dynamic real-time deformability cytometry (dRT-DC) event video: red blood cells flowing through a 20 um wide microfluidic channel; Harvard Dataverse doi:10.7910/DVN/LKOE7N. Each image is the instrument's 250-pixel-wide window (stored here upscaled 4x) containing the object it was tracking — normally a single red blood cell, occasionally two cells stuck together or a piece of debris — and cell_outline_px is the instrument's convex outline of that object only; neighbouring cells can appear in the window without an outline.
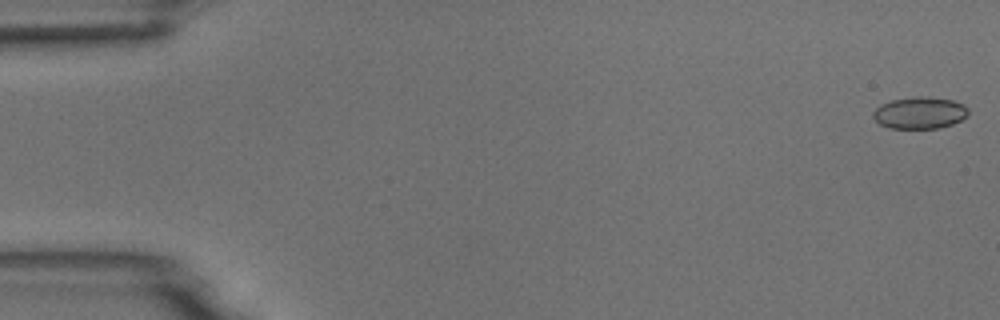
{"species": "common noctule bat (a hibernating species)", "species_latin": "Nyctalus noctula", "temperature_condition": "room temperature", "stored_images_in_passage": 55, "camera_frame_rate_fps": 3000, "um_per_image_px": 0.085, "animal": {"sex": "male", "body_mass_g": 18.8}, "frame": {"image": 1, "passage_image": 1, "time_ms": 0.0, "image_size_px": [1000, 320], "cell_outline_px": [[968, 116], [952, 124], [940, 128], [888, 128], [880, 124], [872, 116], [872, 112], [880, 104], [892, 100], [912, 96], [924, 96], [952, 100], [964, 104], [968, 108]], "centroid_in_image_um": [78.17, 9.58], "position_along_channel_um": 6.8, "area_um2": 17.8}}
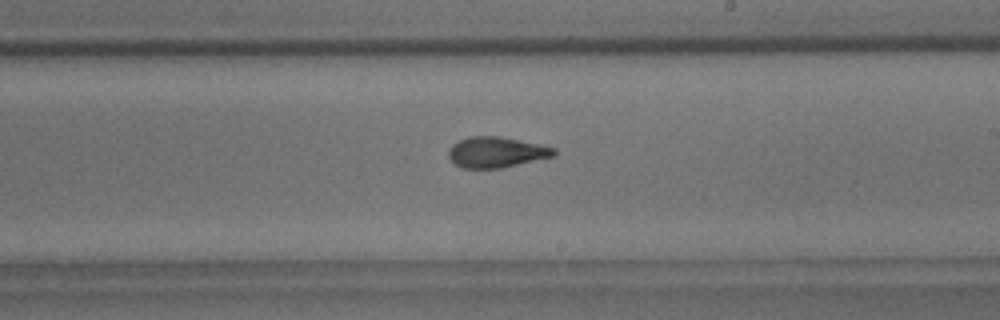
{"frame": {"image": 2, "passage_image": 32, "time_ms": 10.333, "image_size_px": [1000, 320], "cell_outline_px": [[556, 156], [500, 168], [460, 168], [448, 156], [448, 148], [452, 144], [468, 136], [500, 136], [540, 144], [556, 148]], "centroid_in_image_um": [42.19, 12.93], "position_along_channel_um": 246.8, "area_um2": 18.96}}
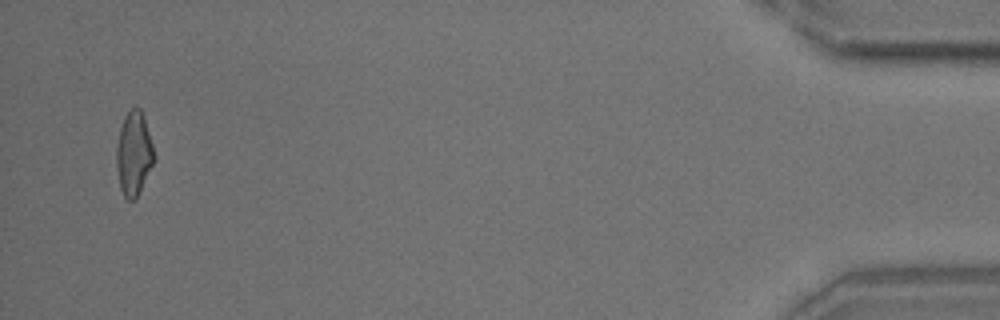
{"frame": {"image": 3, "passage_image": 53, "time_ms": 17.333, "image_size_px": [1000, 320], "cell_outline_px": [[156, 160], [136, 200], [128, 200], [124, 196], [120, 188], [116, 168], [116, 148], [120, 128], [124, 116], [136, 104], [140, 108], [144, 116], [156, 156]], "centroid_in_image_um": [11.39, 13.07], "position_along_channel_um": 423.8, "area_um2": 18.84}, "authors_computed_cell_mechanics": {"area_um2": 18.6694, "velocity_mm_per_s": 3.715, "shape_relaxation_time_tau1_ms": 5.3195, "shape_relaxation_time_tau2_ms": 1.1517, "deformation_change_tau1": 0.1766, "deformation_change_tau2": 0.0836}}